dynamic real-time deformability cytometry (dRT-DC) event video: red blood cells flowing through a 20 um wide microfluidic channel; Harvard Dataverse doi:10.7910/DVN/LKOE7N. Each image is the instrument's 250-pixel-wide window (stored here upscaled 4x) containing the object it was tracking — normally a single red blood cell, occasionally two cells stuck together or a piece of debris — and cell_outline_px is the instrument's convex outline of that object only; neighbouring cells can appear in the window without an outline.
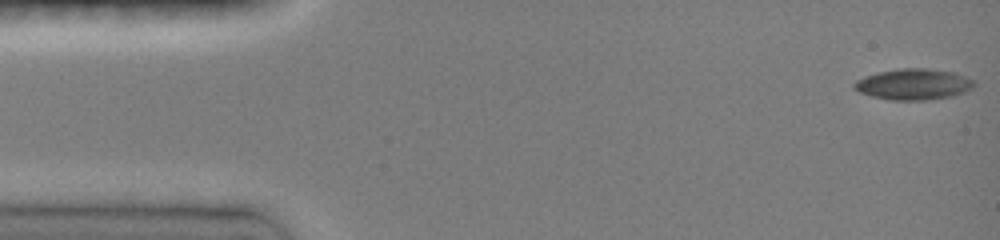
{"species": "common noctule bat (a hibernating species)", "species_latin": "Nyctalus noctula", "temperature_condition": "room temperature", "stored_images_in_passage": 17, "camera_frame_rate_fps": 3000, "um_per_image_px": 0.085, "animal": {"sex": "female", "body_mass_g": 19.0, "forearm_length_mm": 51.5}, "frame": {"image": 1, "passage_image": 1, "time_ms": 0.0, "image_size_px": [1000, 240], "cell_outline_px": [[976, 84], [972, 88], [964, 92], [952, 96], [928, 100], [892, 100], [872, 96], [860, 92], [852, 88], [852, 84], [856, 80], [864, 76], [880, 72], [900, 68], [924, 68], [952, 72], [964, 76], [972, 80]], "centroid_in_image_um": [77.62, 7.17], "position_along_channel_um": 7.4, "area_um2": 21.56}}
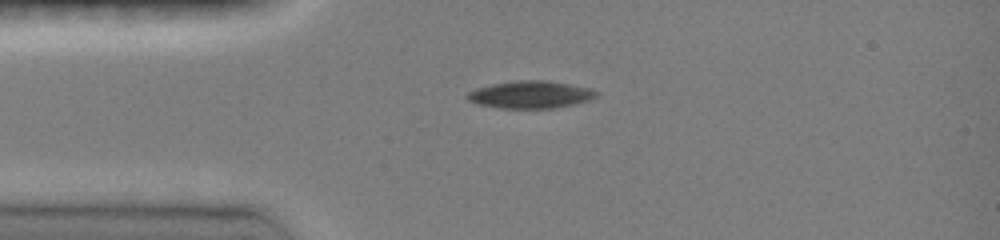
{"frame": {"image": 2, "passage_image": 7, "time_ms": 3.333, "image_size_px": [1000, 240], "cell_outline_px": [[596, 96], [588, 100], [576, 104], [556, 108], [500, 108], [476, 104], [468, 100], [464, 96], [468, 92], [476, 88], [492, 84], [516, 80], [544, 80], [568, 84], [588, 88], [596, 92]], "centroid_in_image_um": [45.02, 8.05], "position_along_channel_um": 40.0, "area_um2": 20.52}}
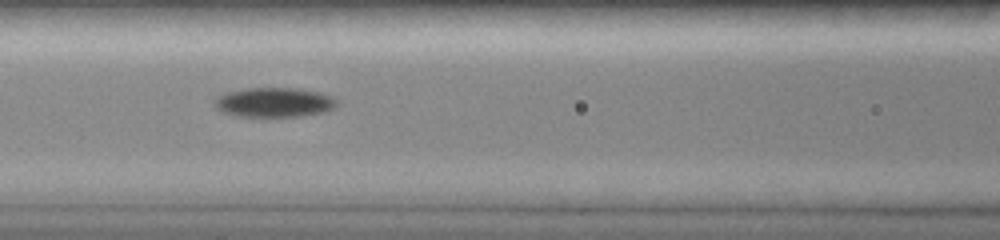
{"frame": {"image": 3, "passage_image": 12, "time_ms": 6.333, "image_size_px": [1000, 240], "cell_outline_px": [[336, 108], [324, 112], [304, 116], [240, 116], [224, 112], [216, 108], [212, 100], [216, 96], [228, 92], [248, 88], [296, 88], [316, 92], [332, 96], [336, 100]], "centroid_in_image_um": [23.3, 8.7], "position_along_channel_um": 143.3, "area_um2": 20.98}}